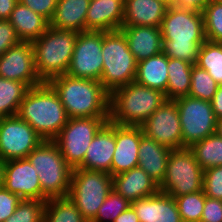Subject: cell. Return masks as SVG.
Segmentation results:
<instances>
[{
	"instance_id": "6da1fadb",
	"label": "cell",
	"mask_w": 222,
	"mask_h": 222,
	"mask_svg": "<svg viewBox=\"0 0 222 222\" xmlns=\"http://www.w3.org/2000/svg\"><path fill=\"white\" fill-rule=\"evenodd\" d=\"M160 30L162 52L168 58L196 64L200 46L206 41L202 12L168 6Z\"/></svg>"
},
{
	"instance_id": "7a4b0ae2",
	"label": "cell",
	"mask_w": 222,
	"mask_h": 222,
	"mask_svg": "<svg viewBox=\"0 0 222 222\" xmlns=\"http://www.w3.org/2000/svg\"><path fill=\"white\" fill-rule=\"evenodd\" d=\"M47 83L58 94L68 118L109 117L110 94L100 81L63 74Z\"/></svg>"
},
{
	"instance_id": "3957f363",
	"label": "cell",
	"mask_w": 222,
	"mask_h": 222,
	"mask_svg": "<svg viewBox=\"0 0 222 222\" xmlns=\"http://www.w3.org/2000/svg\"><path fill=\"white\" fill-rule=\"evenodd\" d=\"M17 116L49 141L59 135L69 119L58 94L47 82L27 90Z\"/></svg>"
},
{
	"instance_id": "277c9868",
	"label": "cell",
	"mask_w": 222,
	"mask_h": 222,
	"mask_svg": "<svg viewBox=\"0 0 222 222\" xmlns=\"http://www.w3.org/2000/svg\"><path fill=\"white\" fill-rule=\"evenodd\" d=\"M166 101L160 90L131 82L110 94L109 121L122 126H141Z\"/></svg>"
},
{
	"instance_id": "5b68a950",
	"label": "cell",
	"mask_w": 222,
	"mask_h": 222,
	"mask_svg": "<svg viewBox=\"0 0 222 222\" xmlns=\"http://www.w3.org/2000/svg\"><path fill=\"white\" fill-rule=\"evenodd\" d=\"M78 32L48 27L32 42L35 68L43 82L66 74L73 55Z\"/></svg>"
},
{
	"instance_id": "8992f818",
	"label": "cell",
	"mask_w": 222,
	"mask_h": 222,
	"mask_svg": "<svg viewBox=\"0 0 222 222\" xmlns=\"http://www.w3.org/2000/svg\"><path fill=\"white\" fill-rule=\"evenodd\" d=\"M26 158L39 175L42 201L68 196L72 168L54 141L44 140Z\"/></svg>"
},
{
	"instance_id": "52a82bcc",
	"label": "cell",
	"mask_w": 222,
	"mask_h": 222,
	"mask_svg": "<svg viewBox=\"0 0 222 222\" xmlns=\"http://www.w3.org/2000/svg\"><path fill=\"white\" fill-rule=\"evenodd\" d=\"M102 57L100 82L109 94L135 81L137 61L121 30L102 31Z\"/></svg>"
},
{
	"instance_id": "ba28073f",
	"label": "cell",
	"mask_w": 222,
	"mask_h": 222,
	"mask_svg": "<svg viewBox=\"0 0 222 222\" xmlns=\"http://www.w3.org/2000/svg\"><path fill=\"white\" fill-rule=\"evenodd\" d=\"M113 190L112 175L104 171L72 169L68 197L87 222H92L98 209Z\"/></svg>"
},
{
	"instance_id": "9c48e42d",
	"label": "cell",
	"mask_w": 222,
	"mask_h": 222,
	"mask_svg": "<svg viewBox=\"0 0 222 222\" xmlns=\"http://www.w3.org/2000/svg\"><path fill=\"white\" fill-rule=\"evenodd\" d=\"M204 170L188 148L171 150L159 191L173 198L203 191Z\"/></svg>"
},
{
	"instance_id": "30bf717a",
	"label": "cell",
	"mask_w": 222,
	"mask_h": 222,
	"mask_svg": "<svg viewBox=\"0 0 222 222\" xmlns=\"http://www.w3.org/2000/svg\"><path fill=\"white\" fill-rule=\"evenodd\" d=\"M109 117L69 118L59 135L53 140L59 147L67 164L77 168L87 152L96 133Z\"/></svg>"
},
{
	"instance_id": "8fae6325",
	"label": "cell",
	"mask_w": 222,
	"mask_h": 222,
	"mask_svg": "<svg viewBox=\"0 0 222 222\" xmlns=\"http://www.w3.org/2000/svg\"><path fill=\"white\" fill-rule=\"evenodd\" d=\"M179 111L182 148L190 147L216 131L217 118L210 101L190 96L174 100Z\"/></svg>"
},
{
	"instance_id": "7c38bea8",
	"label": "cell",
	"mask_w": 222,
	"mask_h": 222,
	"mask_svg": "<svg viewBox=\"0 0 222 222\" xmlns=\"http://www.w3.org/2000/svg\"><path fill=\"white\" fill-rule=\"evenodd\" d=\"M44 139L17 115L0 117V159L3 162L26 158Z\"/></svg>"
},
{
	"instance_id": "4fadbf2b",
	"label": "cell",
	"mask_w": 222,
	"mask_h": 222,
	"mask_svg": "<svg viewBox=\"0 0 222 222\" xmlns=\"http://www.w3.org/2000/svg\"><path fill=\"white\" fill-rule=\"evenodd\" d=\"M102 70V31L86 30L78 33L66 74L100 81Z\"/></svg>"
},
{
	"instance_id": "5bb4252c",
	"label": "cell",
	"mask_w": 222,
	"mask_h": 222,
	"mask_svg": "<svg viewBox=\"0 0 222 222\" xmlns=\"http://www.w3.org/2000/svg\"><path fill=\"white\" fill-rule=\"evenodd\" d=\"M143 134L171 150L182 148V131L176 102L166 100L141 125Z\"/></svg>"
},
{
	"instance_id": "9a60e30c",
	"label": "cell",
	"mask_w": 222,
	"mask_h": 222,
	"mask_svg": "<svg viewBox=\"0 0 222 222\" xmlns=\"http://www.w3.org/2000/svg\"><path fill=\"white\" fill-rule=\"evenodd\" d=\"M0 77L23 82L29 88L44 83L35 68L34 48L31 42H20L0 56Z\"/></svg>"
},
{
	"instance_id": "2e32d148",
	"label": "cell",
	"mask_w": 222,
	"mask_h": 222,
	"mask_svg": "<svg viewBox=\"0 0 222 222\" xmlns=\"http://www.w3.org/2000/svg\"><path fill=\"white\" fill-rule=\"evenodd\" d=\"M2 185L22 200H41L39 175L27 158L4 162Z\"/></svg>"
},
{
	"instance_id": "e0dca14e",
	"label": "cell",
	"mask_w": 222,
	"mask_h": 222,
	"mask_svg": "<svg viewBox=\"0 0 222 222\" xmlns=\"http://www.w3.org/2000/svg\"><path fill=\"white\" fill-rule=\"evenodd\" d=\"M143 135L141 126L115 124L116 147L111 163L112 176L138 167V149Z\"/></svg>"
},
{
	"instance_id": "ac0fdd59",
	"label": "cell",
	"mask_w": 222,
	"mask_h": 222,
	"mask_svg": "<svg viewBox=\"0 0 222 222\" xmlns=\"http://www.w3.org/2000/svg\"><path fill=\"white\" fill-rule=\"evenodd\" d=\"M116 147L115 123L107 121L94 136L83 162L77 167L111 174V163Z\"/></svg>"
},
{
	"instance_id": "d6986e66",
	"label": "cell",
	"mask_w": 222,
	"mask_h": 222,
	"mask_svg": "<svg viewBox=\"0 0 222 222\" xmlns=\"http://www.w3.org/2000/svg\"><path fill=\"white\" fill-rule=\"evenodd\" d=\"M140 222H182L175 198L158 191L131 203Z\"/></svg>"
},
{
	"instance_id": "ffe728a7",
	"label": "cell",
	"mask_w": 222,
	"mask_h": 222,
	"mask_svg": "<svg viewBox=\"0 0 222 222\" xmlns=\"http://www.w3.org/2000/svg\"><path fill=\"white\" fill-rule=\"evenodd\" d=\"M112 187L130 203L159 191V185L140 167L112 176Z\"/></svg>"
},
{
	"instance_id": "44dd1931",
	"label": "cell",
	"mask_w": 222,
	"mask_h": 222,
	"mask_svg": "<svg viewBox=\"0 0 222 222\" xmlns=\"http://www.w3.org/2000/svg\"><path fill=\"white\" fill-rule=\"evenodd\" d=\"M124 19V4L119 0H90L86 30H120Z\"/></svg>"
},
{
	"instance_id": "7402d4cb",
	"label": "cell",
	"mask_w": 222,
	"mask_h": 222,
	"mask_svg": "<svg viewBox=\"0 0 222 222\" xmlns=\"http://www.w3.org/2000/svg\"><path fill=\"white\" fill-rule=\"evenodd\" d=\"M120 30L137 62L162 53L160 27L122 26Z\"/></svg>"
},
{
	"instance_id": "603a6c76",
	"label": "cell",
	"mask_w": 222,
	"mask_h": 222,
	"mask_svg": "<svg viewBox=\"0 0 222 222\" xmlns=\"http://www.w3.org/2000/svg\"><path fill=\"white\" fill-rule=\"evenodd\" d=\"M171 149L143 135L138 149V167L143 169L158 185L165 177Z\"/></svg>"
},
{
	"instance_id": "cb8c5ba5",
	"label": "cell",
	"mask_w": 222,
	"mask_h": 222,
	"mask_svg": "<svg viewBox=\"0 0 222 222\" xmlns=\"http://www.w3.org/2000/svg\"><path fill=\"white\" fill-rule=\"evenodd\" d=\"M167 7L161 0H127L122 26L160 27Z\"/></svg>"
},
{
	"instance_id": "d4e9b609",
	"label": "cell",
	"mask_w": 222,
	"mask_h": 222,
	"mask_svg": "<svg viewBox=\"0 0 222 222\" xmlns=\"http://www.w3.org/2000/svg\"><path fill=\"white\" fill-rule=\"evenodd\" d=\"M90 0H57L49 26L75 32L86 31V16Z\"/></svg>"
},
{
	"instance_id": "484cf974",
	"label": "cell",
	"mask_w": 222,
	"mask_h": 222,
	"mask_svg": "<svg viewBox=\"0 0 222 222\" xmlns=\"http://www.w3.org/2000/svg\"><path fill=\"white\" fill-rule=\"evenodd\" d=\"M9 22L21 42H33L39 38L49 27V21L21 4L19 1L14 7Z\"/></svg>"
},
{
	"instance_id": "4316f807",
	"label": "cell",
	"mask_w": 222,
	"mask_h": 222,
	"mask_svg": "<svg viewBox=\"0 0 222 222\" xmlns=\"http://www.w3.org/2000/svg\"><path fill=\"white\" fill-rule=\"evenodd\" d=\"M135 82L160 90L166 95L168 85V57L162 52L137 62Z\"/></svg>"
},
{
	"instance_id": "83f0119b",
	"label": "cell",
	"mask_w": 222,
	"mask_h": 222,
	"mask_svg": "<svg viewBox=\"0 0 222 222\" xmlns=\"http://www.w3.org/2000/svg\"><path fill=\"white\" fill-rule=\"evenodd\" d=\"M193 64L174 58H168V85L166 100H175L189 96L191 88V70Z\"/></svg>"
},
{
	"instance_id": "f1b7e54d",
	"label": "cell",
	"mask_w": 222,
	"mask_h": 222,
	"mask_svg": "<svg viewBox=\"0 0 222 222\" xmlns=\"http://www.w3.org/2000/svg\"><path fill=\"white\" fill-rule=\"evenodd\" d=\"M189 149L204 171L211 167L222 166V137L216 133L195 142Z\"/></svg>"
},
{
	"instance_id": "f546056e",
	"label": "cell",
	"mask_w": 222,
	"mask_h": 222,
	"mask_svg": "<svg viewBox=\"0 0 222 222\" xmlns=\"http://www.w3.org/2000/svg\"><path fill=\"white\" fill-rule=\"evenodd\" d=\"M28 89L23 82L0 77V117L16 116Z\"/></svg>"
},
{
	"instance_id": "4dcf8cb0",
	"label": "cell",
	"mask_w": 222,
	"mask_h": 222,
	"mask_svg": "<svg viewBox=\"0 0 222 222\" xmlns=\"http://www.w3.org/2000/svg\"><path fill=\"white\" fill-rule=\"evenodd\" d=\"M44 222H87L68 197H54L46 201Z\"/></svg>"
},
{
	"instance_id": "1f68e13d",
	"label": "cell",
	"mask_w": 222,
	"mask_h": 222,
	"mask_svg": "<svg viewBox=\"0 0 222 222\" xmlns=\"http://www.w3.org/2000/svg\"><path fill=\"white\" fill-rule=\"evenodd\" d=\"M222 85V43L206 40L199 49L196 64Z\"/></svg>"
},
{
	"instance_id": "d6a6232c",
	"label": "cell",
	"mask_w": 222,
	"mask_h": 222,
	"mask_svg": "<svg viewBox=\"0 0 222 222\" xmlns=\"http://www.w3.org/2000/svg\"><path fill=\"white\" fill-rule=\"evenodd\" d=\"M219 84L204 69L193 65L191 70V88L189 96L211 101Z\"/></svg>"
},
{
	"instance_id": "836d02e7",
	"label": "cell",
	"mask_w": 222,
	"mask_h": 222,
	"mask_svg": "<svg viewBox=\"0 0 222 222\" xmlns=\"http://www.w3.org/2000/svg\"><path fill=\"white\" fill-rule=\"evenodd\" d=\"M202 13L206 40L222 43V0H211Z\"/></svg>"
},
{
	"instance_id": "e575fe53",
	"label": "cell",
	"mask_w": 222,
	"mask_h": 222,
	"mask_svg": "<svg viewBox=\"0 0 222 222\" xmlns=\"http://www.w3.org/2000/svg\"><path fill=\"white\" fill-rule=\"evenodd\" d=\"M206 195L203 191L176 197L182 222H200Z\"/></svg>"
},
{
	"instance_id": "d590c367",
	"label": "cell",
	"mask_w": 222,
	"mask_h": 222,
	"mask_svg": "<svg viewBox=\"0 0 222 222\" xmlns=\"http://www.w3.org/2000/svg\"><path fill=\"white\" fill-rule=\"evenodd\" d=\"M130 206L131 203L128 200L112 190L98 209L96 217L92 222H114Z\"/></svg>"
},
{
	"instance_id": "8d00e7d4",
	"label": "cell",
	"mask_w": 222,
	"mask_h": 222,
	"mask_svg": "<svg viewBox=\"0 0 222 222\" xmlns=\"http://www.w3.org/2000/svg\"><path fill=\"white\" fill-rule=\"evenodd\" d=\"M46 201L22 200L15 212L4 222H44Z\"/></svg>"
},
{
	"instance_id": "74e56055",
	"label": "cell",
	"mask_w": 222,
	"mask_h": 222,
	"mask_svg": "<svg viewBox=\"0 0 222 222\" xmlns=\"http://www.w3.org/2000/svg\"><path fill=\"white\" fill-rule=\"evenodd\" d=\"M203 192L207 197L222 200V166L211 167L204 171Z\"/></svg>"
},
{
	"instance_id": "f35d334b",
	"label": "cell",
	"mask_w": 222,
	"mask_h": 222,
	"mask_svg": "<svg viewBox=\"0 0 222 222\" xmlns=\"http://www.w3.org/2000/svg\"><path fill=\"white\" fill-rule=\"evenodd\" d=\"M22 199L8 191L3 185L0 187V222H4L15 212Z\"/></svg>"
},
{
	"instance_id": "ab89813d",
	"label": "cell",
	"mask_w": 222,
	"mask_h": 222,
	"mask_svg": "<svg viewBox=\"0 0 222 222\" xmlns=\"http://www.w3.org/2000/svg\"><path fill=\"white\" fill-rule=\"evenodd\" d=\"M19 40L9 20H0V56L9 48L18 45Z\"/></svg>"
},
{
	"instance_id": "60d3db41",
	"label": "cell",
	"mask_w": 222,
	"mask_h": 222,
	"mask_svg": "<svg viewBox=\"0 0 222 222\" xmlns=\"http://www.w3.org/2000/svg\"><path fill=\"white\" fill-rule=\"evenodd\" d=\"M21 4L27 6L34 12L41 14L48 21H50L54 15L57 0H18Z\"/></svg>"
},
{
	"instance_id": "b9f144b4",
	"label": "cell",
	"mask_w": 222,
	"mask_h": 222,
	"mask_svg": "<svg viewBox=\"0 0 222 222\" xmlns=\"http://www.w3.org/2000/svg\"><path fill=\"white\" fill-rule=\"evenodd\" d=\"M200 222H222V200L206 196Z\"/></svg>"
},
{
	"instance_id": "7bdbcfd3",
	"label": "cell",
	"mask_w": 222,
	"mask_h": 222,
	"mask_svg": "<svg viewBox=\"0 0 222 222\" xmlns=\"http://www.w3.org/2000/svg\"><path fill=\"white\" fill-rule=\"evenodd\" d=\"M211 0H175L174 6L202 12Z\"/></svg>"
},
{
	"instance_id": "ee69618b",
	"label": "cell",
	"mask_w": 222,
	"mask_h": 222,
	"mask_svg": "<svg viewBox=\"0 0 222 222\" xmlns=\"http://www.w3.org/2000/svg\"><path fill=\"white\" fill-rule=\"evenodd\" d=\"M18 0H0V20H9Z\"/></svg>"
},
{
	"instance_id": "f6af8a7d",
	"label": "cell",
	"mask_w": 222,
	"mask_h": 222,
	"mask_svg": "<svg viewBox=\"0 0 222 222\" xmlns=\"http://www.w3.org/2000/svg\"><path fill=\"white\" fill-rule=\"evenodd\" d=\"M212 105L213 112L217 119L222 117V85L217 87L216 93L214 94L212 100L210 101Z\"/></svg>"
},
{
	"instance_id": "bcb514c9",
	"label": "cell",
	"mask_w": 222,
	"mask_h": 222,
	"mask_svg": "<svg viewBox=\"0 0 222 222\" xmlns=\"http://www.w3.org/2000/svg\"><path fill=\"white\" fill-rule=\"evenodd\" d=\"M114 222H140L134 209L130 206L127 210L123 211Z\"/></svg>"
},
{
	"instance_id": "7dc6e473",
	"label": "cell",
	"mask_w": 222,
	"mask_h": 222,
	"mask_svg": "<svg viewBox=\"0 0 222 222\" xmlns=\"http://www.w3.org/2000/svg\"><path fill=\"white\" fill-rule=\"evenodd\" d=\"M215 133L222 137V117L217 119V124H216V131Z\"/></svg>"
},
{
	"instance_id": "c3c4849f",
	"label": "cell",
	"mask_w": 222,
	"mask_h": 222,
	"mask_svg": "<svg viewBox=\"0 0 222 222\" xmlns=\"http://www.w3.org/2000/svg\"><path fill=\"white\" fill-rule=\"evenodd\" d=\"M3 165L4 162L0 159V187L2 186V181H3Z\"/></svg>"
},
{
	"instance_id": "681fc988",
	"label": "cell",
	"mask_w": 222,
	"mask_h": 222,
	"mask_svg": "<svg viewBox=\"0 0 222 222\" xmlns=\"http://www.w3.org/2000/svg\"><path fill=\"white\" fill-rule=\"evenodd\" d=\"M163 1L165 4H167L168 6H172L174 5L175 0H161Z\"/></svg>"
},
{
	"instance_id": "f907efd6",
	"label": "cell",
	"mask_w": 222,
	"mask_h": 222,
	"mask_svg": "<svg viewBox=\"0 0 222 222\" xmlns=\"http://www.w3.org/2000/svg\"><path fill=\"white\" fill-rule=\"evenodd\" d=\"M119 1L122 2L123 4L127 2V0H119Z\"/></svg>"
}]
</instances>
